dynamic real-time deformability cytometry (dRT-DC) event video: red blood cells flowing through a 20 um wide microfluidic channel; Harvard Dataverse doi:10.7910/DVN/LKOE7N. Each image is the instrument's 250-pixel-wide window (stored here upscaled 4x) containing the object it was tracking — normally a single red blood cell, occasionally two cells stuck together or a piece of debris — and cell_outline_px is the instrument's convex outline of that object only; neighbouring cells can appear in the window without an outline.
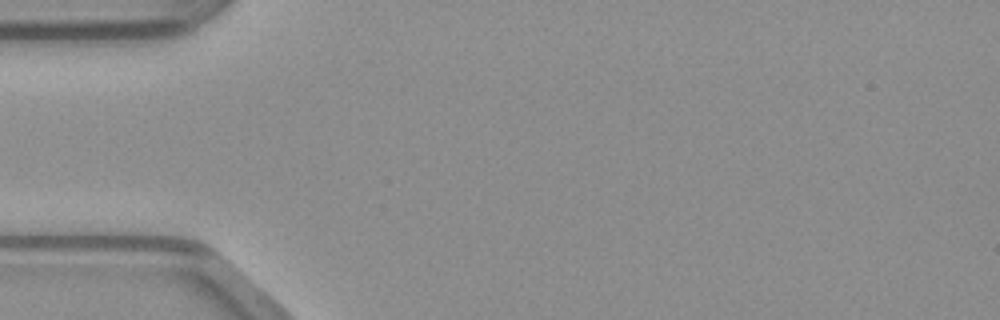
{"species": "common noctule bat (a hibernating species)", "species_latin": "Nyctalus noctula", "temperature_condition": "warm", "stored_images_in_passage": 1, "camera_frame_rate_fps": 3000, "um_per_image_px": 0.085, "animal": {"sex": "male", "body_mass_g": 23.1, "forearm_length_mm": 52.7}, "frame": {"image": 1, "passage_image": 1, "time_ms": 0.0, "image_size_px": [1000, 320], "cell_outline_px": [[224, 288], [60, 264], [188, 264], [200, 268], [220, 284]], "centroid_in_image_um": [13.57, 23.13], "position_along_channel_um": 71.4, "area_um2": 11.68}}